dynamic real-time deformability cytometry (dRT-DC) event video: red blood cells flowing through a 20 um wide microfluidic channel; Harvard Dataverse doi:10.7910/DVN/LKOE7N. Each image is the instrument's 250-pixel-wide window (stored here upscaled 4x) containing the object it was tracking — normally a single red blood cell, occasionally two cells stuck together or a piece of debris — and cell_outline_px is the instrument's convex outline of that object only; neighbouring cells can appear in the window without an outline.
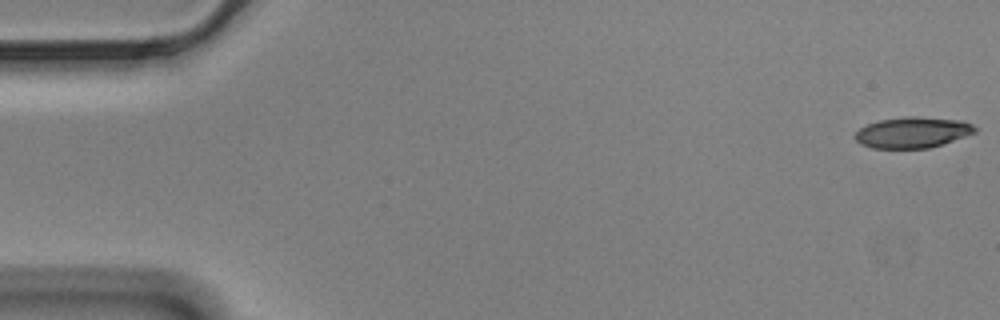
{"species": "Egyptian fruit bat (a non-hibernating species)", "species_latin": "Rousettus aegyptiacus", "temperature_condition": "cold", "stored_images_in_passage": 57, "camera_frame_rate_fps": 3000, "um_per_image_px": 0.085, "animal": {"sex": "male"}, "frame": {"image": 1, "passage_image": 1, "time_ms": 0.0, "image_size_px": [1000, 320], "cell_outline_px": [[976, 132], [944, 144], [928, 148], [872, 148], [860, 144], [852, 136], [860, 128], [868, 124], [880, 120], [904, 116], [912, 116], [960, 120], [972, 124], [976, 128]], "centroid_in_image_um": [77.55, 11.26], "position_along_channel_um": 7.5, "area_um2": 21.62}}
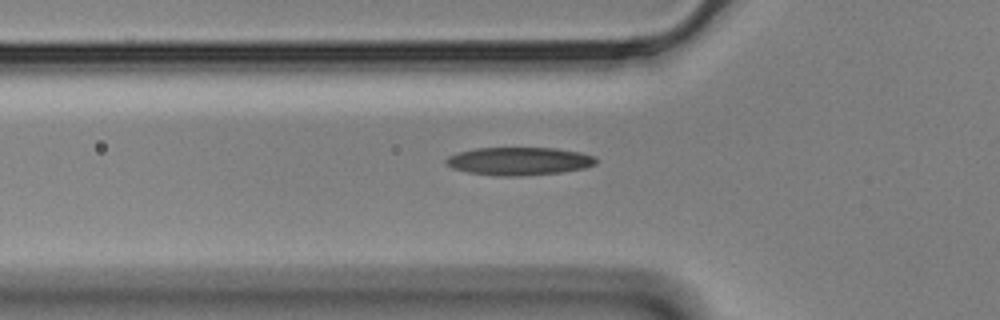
{"frame": {"image": 2, "passage_image": 19, "time_ms": 6.0, "image_size_px": [1000, 320], "cell_outline_px": [[600, 160], [596, 164], [584, 168], [560, 172], [520, 176], [496, 176], [468, 172], [452, 168], [444, 164], [444, 160], [448, 156], [460, 152], [476, 148], [556, 148], [580, 152], [592, 156]], "centroid_in_image_um": [44.11, 13.7], "position_along_channel_um": 81.7, "area_um2": 24.51}}
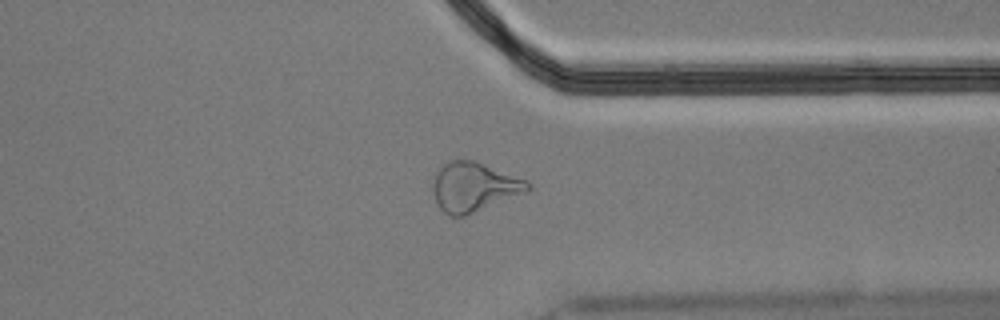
{"frame": {"image": 3, "passage_image": 44, "time_ms": 14.333, "image_size_px": [1000, 320], "cell_outline_px": [[532, 188], [524, 192], [464, 216], [448, 216], [436, 204], [432, 192], [432, 184], [436, 172], [448, 160], [476, 160], [528, 180], [532, 184]], "centroid_in_image_um": [40.26, 15.87], "position_along_channel_um": 371.1, "area_um2": 27.28}, "authors_computed_cell_mechanics": {"area_um2": 23.2934, "velocity_mm_per_s": 3.4811, "shape_relaxation_time_tau1_ms": null, "shape_relaxation_time_tau2_ms": 3.7143, "deformation_change_tau1": null, "deformation_change_tau2": 0.1163}}